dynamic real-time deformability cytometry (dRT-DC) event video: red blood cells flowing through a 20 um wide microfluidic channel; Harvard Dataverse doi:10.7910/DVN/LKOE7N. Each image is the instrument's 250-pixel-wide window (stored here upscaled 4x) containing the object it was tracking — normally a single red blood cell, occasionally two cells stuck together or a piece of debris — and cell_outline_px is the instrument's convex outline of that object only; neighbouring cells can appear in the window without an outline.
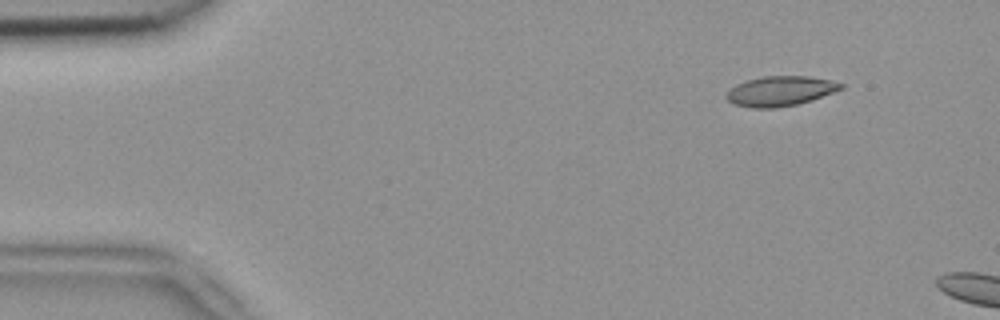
{"species": "common noctule bat (a hibernating species)", "species_latin": "Nyctalus noctula", "temperature_condition": "room temperature", "stored_images_in_passage": 4, "segment_of_instrument_passage": [2, 2], "camera_frame_rate_fps": 3000, "um_per_image_px": 0.085, "animal": {"sex": "female", "body_mass_g": 18.4}, "frame": {"image": 1, "passage_image": 4, "time_ms": 1.0, "image_size_px": [1000, 320], "cell_outline_px": [[844, 88], [812, 100], [796, 104], [772, 108], [752, 108], [736, 104], [728, 100], [724, 96], [736, 84], [744, 80], [760, 76], [808, 76], [832, 80], [844, 84]], "centroid_in_image_um": [66.33, 7.72], "position_along_channel_um": 18.7, "area_um2": 19.94}}